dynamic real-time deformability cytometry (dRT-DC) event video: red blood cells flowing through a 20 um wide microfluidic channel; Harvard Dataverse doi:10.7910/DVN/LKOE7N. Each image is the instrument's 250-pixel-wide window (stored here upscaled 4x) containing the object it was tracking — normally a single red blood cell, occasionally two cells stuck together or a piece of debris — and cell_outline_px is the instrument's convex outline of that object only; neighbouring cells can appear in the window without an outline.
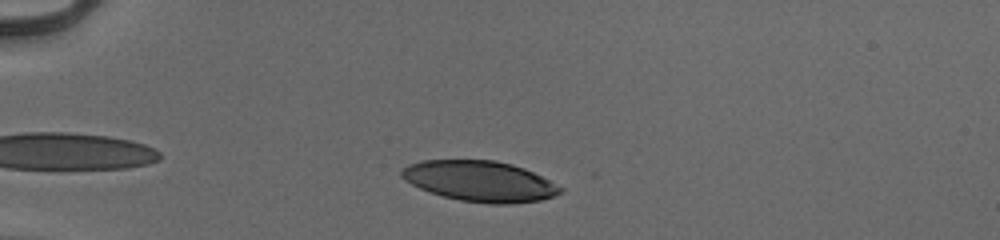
{"species": "human", "species_latin": "Homo sapiens", "temperature_condition": "cold", "stored_images_in_passage": 40, "camera_frame_rate_fps": 3000, "um_per_image_px": 0.085, "donor": {"sex": "male"}, "frame": {"image": 1, "passage_image": 8, "time_ms": 2.333, "image_size_px": [1000, 240], "cell_outline_px": [[564, 188], [556, 196], [540, 200], [512, 204], [488, 204], [460, 200], [444, 196], [420, 188], [404, 180], [400, 176], [400, 168], [408, 164], [424, 160], [496, 160], [512, 164], [524, 168]], "centroid_in_image_um": [40.77, 15.4], "position_along_channel_um": 44.2, "area_um2": 37.57}}
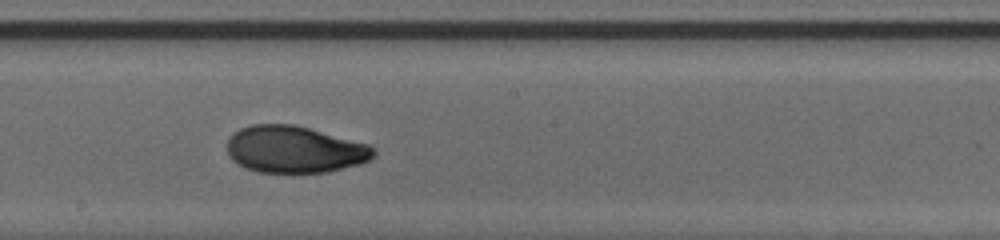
{"frame": {"image": 2, "passage_image": 25, "time_ms": 8.0, "image_size_px": [1000, 240], "cell_outline_px": [[376, 152], [368, 160], [360, 164], [328, 172], [260, 172], [248, 168], [232, 160], [228, 156], [228, 140], [240, 128], [252, 124], [292, 124], [308, 128], [368, 144], [376, 148]], "centroid_in_image_um": [25.05, 12.7], "position_along_channel_um": 223.2, "area_um2": 39.65}}
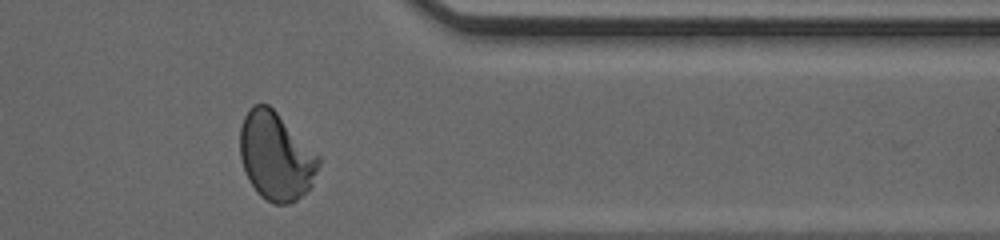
{"frame": {"image": 3, "passage_image": 38, "time_ms": 12.333, "image_size_px": [1000, 240], "cell_outline_px": [[320, 164], [312, 184], [296, 200], [288, 204], [272, 204], [260, 196], [256, 192], [248, 180], [240, 156], [240, 128], [244, 116], [248, 108], [252, 104], [268, 104], [320, 156]], "centroid_in_image_um": [23.43, 13.28], "position_along_channel_um": 388.0, "area_um2": 40.23}, "authors_computed_cell_mechanics": {"area_um2": 39.304, "velocity_mm_per_s": 3.9597, "shape_relaxation_time_tau1_ms": 5.4638, "shape_relaxation_time_tau2_ms": 1.3281, "deformation_change_tau1": 0.1907, "deformation_change_tau2": 0.0509}}